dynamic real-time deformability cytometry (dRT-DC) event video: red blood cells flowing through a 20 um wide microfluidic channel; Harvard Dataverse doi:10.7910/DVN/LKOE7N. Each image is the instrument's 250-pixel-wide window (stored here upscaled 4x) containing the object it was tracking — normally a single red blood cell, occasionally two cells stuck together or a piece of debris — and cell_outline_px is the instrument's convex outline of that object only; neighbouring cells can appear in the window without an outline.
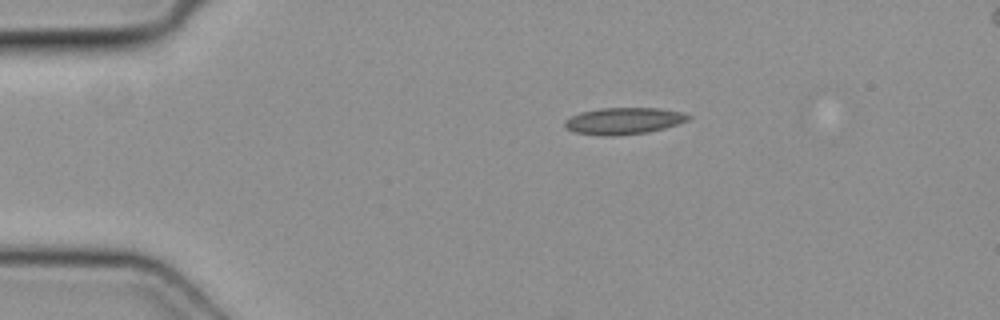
{"species": "common noctule bat (a hibernating species)", "species_latin": "Nyctalus noctula", "temperature_condition": "cold", "stored_images_in_passage": 40, "camera_frame_rate_fps": 3000, "um_per_image_px": 0.085, "animal": {"sex": "female", "body_mass_g": 19.3, "forearm_length_mm": 54.1}, "frame": {"image": 1, "passage_image": 1, "time_ms": 0.0, "image_size_px": [1000, 320], "cell_outline_px": [[692, 116], [688, 120], [664, 128], [648, 132], [612, 136], [604, 136], [572, 132], [564, 128], [564, 120], [580, 112], [600, 108], [660, 108], [684, 112]], "centroid_in_image_um": [52.99, 10.27], "position_along_channel_um": 32.0, "area_um2": 19.36}}
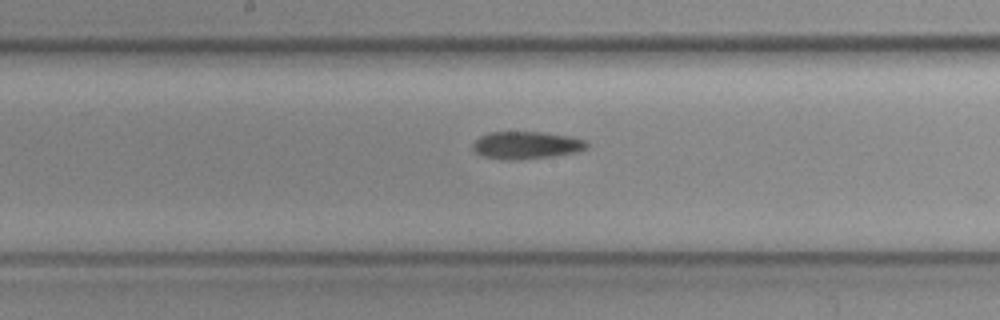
{"frame": {"image": 2, "passage_image": 17, "time_ms": 5.333, "image_size_px": [1000, 320], "cell_outline_px": [[592, 144], [588, 148], [576, 152], [552, 156], [512, 160], [500, 160], [484, 156], [476, 152], [472, 148], [472, 144], [480, 136], [488, 132], [544, 132], [572, 136], [588, 140]], "centroid_in_image_um": [44.8, 12.33], "position_along_channel_um": 203.4, "area_um2": 18.55}}
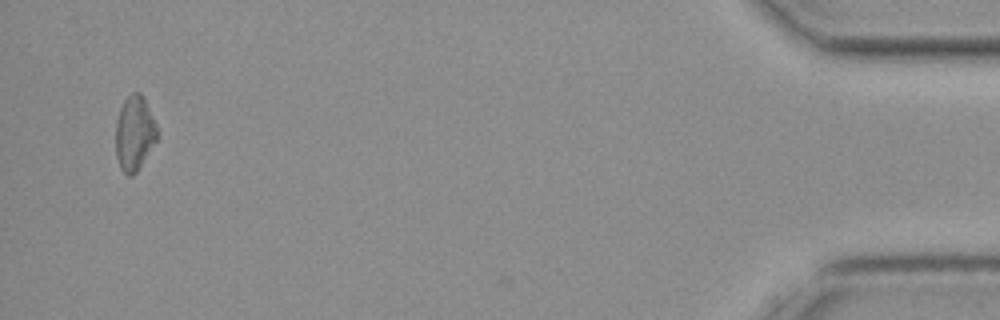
{"frame": {"image": 3, "passage_image": 39, "time_ms": 12.667, "image_size_px": [1000, 320], "cell_outline_px": [[156, 140], [136, 172], [132, 176], [128, 176], [120, 168], [116, 156], [116, 124], [120, 108], [124, 100], [132, 92], [140, 92], [144, 96], [156, 124]], "centroid_in_image_um": [11.41, 11.3], "position_along_channel_um": 423.8, "area_um2": 17.8}}